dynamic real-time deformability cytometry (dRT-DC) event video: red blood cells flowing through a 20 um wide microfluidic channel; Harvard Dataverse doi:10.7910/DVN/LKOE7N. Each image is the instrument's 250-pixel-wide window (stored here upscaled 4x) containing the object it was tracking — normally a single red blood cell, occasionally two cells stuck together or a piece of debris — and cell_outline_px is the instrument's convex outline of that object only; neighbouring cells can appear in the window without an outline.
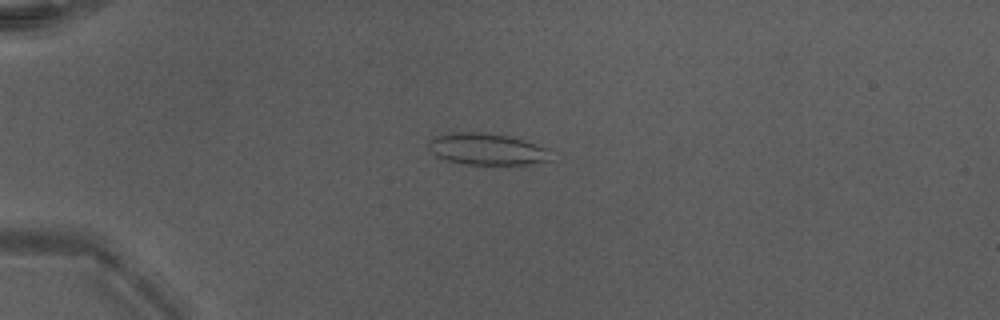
{"species": "Egyptian fruit bat (a non-hibernating species)", "species_latin": "Rousettus aegyptiacus", "temperature_condition": "warm", "stored_images_in_passage": 45, "camera_frame_rate_fps": 3000, "um_per_image_px": 0.085, "animal": {"sex": "male"}, "frame": {"image": 1, "passage_image": 9, "time_ms": 2.667, "image_size_px": [1000, 320], "cell_outline_px": [[552, 160], [528, 164], [464, 164], [444, 160], [436, 156], [428, 148], [428, 144], [436, 136], [452, 132], [492, 132], [524, 140], [544, 148]], "centroid_in_image_um": [41.33, 12.67], "position_along_channel_um": 43.7, "area_um2": 22.37}}
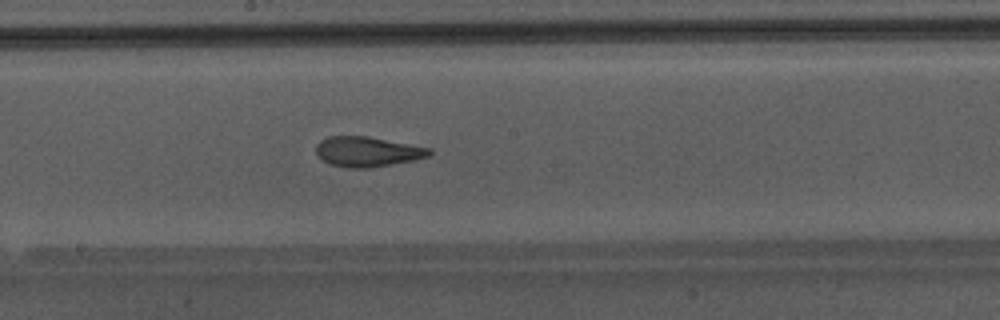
{"frame": {"image": 2, "passage_image": 24, "time_ms": 7.667, "image_size_px": [1000, 320], "cell_outline_px": [[432, 152], [428, 156], [412, 160], [372, 168], [348, 168], [332, 164], [316, 156], [316, 144], [320, 140], [328, 136], [368, 136], [432, 148]], "centroid_in_image_um": [31.21, 12.88], "position_along_channel_um": 217.0, "area_um2": 19.88}}
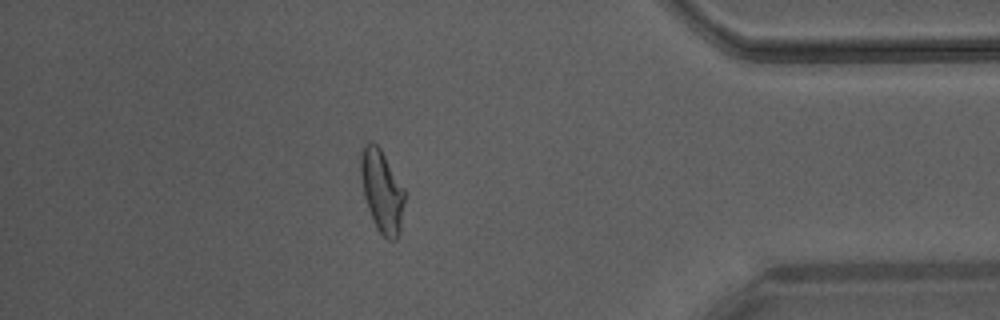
{"frame": {"image": 3, "passage_image": 39, "time_ms": 12.667, "image_size_px": [1000, 320], "cell_outline_px": [[404, 200], [400, 232], [396, 240], [388, 240], [376, 228], [372, 220], [364, 196], [360, 176], [360, 156], [364, 148], [372, 140], [380, 148], [404, 188]], "centroid_in_image_um": [32.45, 16.27], "position_along_channel_um": 402.7, "area_um2": 20.92}, "authors_computed_cell_mechanics": {"area_um2": 20.9814, "velocity_mm_per_s": 4.302, "shape_relaxation_time_tau1_ms": 7.705, "shape_relaxation_time_tau2_ms": 1.5613, "deformation_change_tau1": 0.2312, "deformation_change_tau2": 0.0985}}